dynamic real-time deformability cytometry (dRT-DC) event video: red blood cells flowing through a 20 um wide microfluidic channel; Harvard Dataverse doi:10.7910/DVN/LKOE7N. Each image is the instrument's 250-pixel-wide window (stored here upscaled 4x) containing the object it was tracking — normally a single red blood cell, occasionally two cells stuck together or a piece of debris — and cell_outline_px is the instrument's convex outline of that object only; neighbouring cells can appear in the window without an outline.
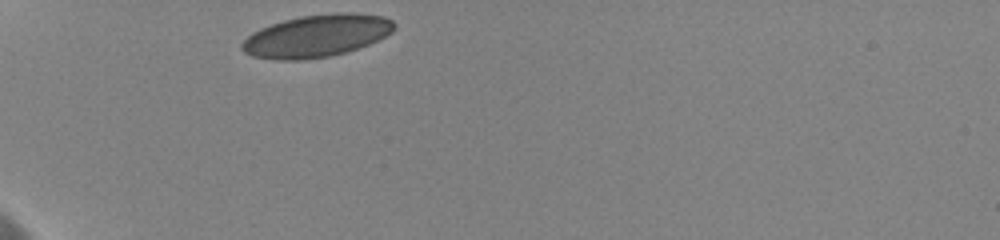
{"species": "human", "species_latin": "Homo sapiens", "temperature_condition": "cold", "stored_images_in_passage": 24, "camera_frame_rate_fps": 3000, "um_per_image_px": 0.085, "donor": {"sex": "female"}, "frame": {"image": 1, "passage_image": 1, "time_ms": 0.0, "image_size_px": [1000, 240], "cell_outline_px": [[396, 28], [392, 32], [368, 44], [344, 52], [328, 56], [300, 60], [272, 60], [252, 56], [244, 52], [240, 48], [240, 44], [252, 32], [260, 28], [284, 20], [300, 16], [336, 12], [348, 12], [384, 16], [392, 20], [396, 24]], "centroid_in_image_um": [26.88, 3.04], "position_along_channel_um": 58.1, "area_um2": 37.57}}
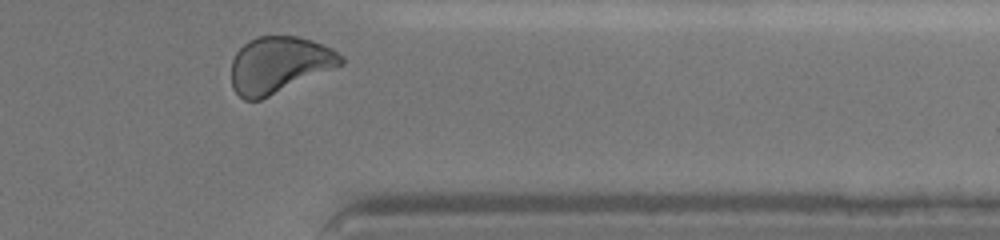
{"frame": {"image": 2, "passage_image": 24, "time_ms": 10.0, "image_size_px": [1000, 240], "cell_outline_px": [[344, 64], [260, 100], [244, 100], [232, 88], [232, 60], [236, 52], [248, 40], [256, 36], [296, 36], [312, 40], [332, 48], [344, 56]], "centroid_in_image_um": [23.73, 5.49], "position_along_channel_um": 387.7, "area_um2": 36.01}, "authors_computed_cell_mechanics": {"area_um2": 35.3447, "velocity_mm_per_s": 3.5426, "shape_relaxation_time_tau1_ms": 7.0695, "shape_relaxation_time_tau2_ms": 1.7779, "deformation_change_tau1": 0.0936, "deformation_change_tau2": 0.0553}}